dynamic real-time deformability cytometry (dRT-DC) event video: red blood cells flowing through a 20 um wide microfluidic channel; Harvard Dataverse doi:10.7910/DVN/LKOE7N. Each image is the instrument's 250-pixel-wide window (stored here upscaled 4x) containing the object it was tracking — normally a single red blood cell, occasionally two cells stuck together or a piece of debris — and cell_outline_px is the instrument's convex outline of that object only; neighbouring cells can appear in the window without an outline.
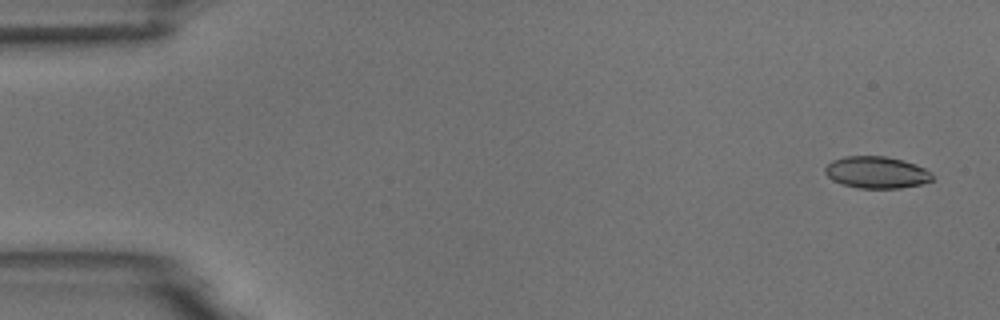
{"species": "common noctule bat (a hibernating species)", "species_latin": "Nyctalus noctula", "temperature_condition": "room temperature", "stored_images_in_passage": 4, "camera_frame_rate_fps": 3000, "um_per_image_px": 0.085, "animal": {"sex": "male", "body_mass_g": 18.8}, "frame": {"image": 1, "passage_image": 1, "time_ms": 0.0, "image_size_px": [1000, 320], "cell_outline_px": [[932, 180], [920, 184], [900, 188], [860, 188], [844, 184], [832, 180], [824, 172], [824, 168], [832, 160], [844, 156], [884, 156], [916, 164], [932, 172]], "centroid_in_image_um": [74.49, 14.65], "position_along_channel_um": 10.5, "area_um2": 19.77}}
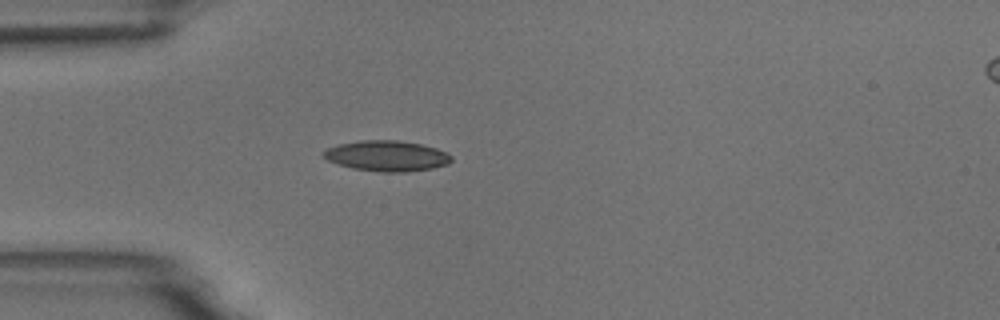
{"frame": {"image": 2, "passage_image": 4, "time_ms": 4.333, "image_size_px": [1000, 320], "cell_outline_px": [[452, 160], [448, 164], [432, 168], [408, 172], [380, 172], [352, 168], [328, 160], [324, 156], [324, 152], [328, 148], [340, 144], [360, 140], [396, 140], [420, 144], [436, 148], [448, 152], [452, 156]], "centroid_in_image_um": [32.93, 13.25], "position_along_channel_um": 52.1, "area_um2": 22.66}}